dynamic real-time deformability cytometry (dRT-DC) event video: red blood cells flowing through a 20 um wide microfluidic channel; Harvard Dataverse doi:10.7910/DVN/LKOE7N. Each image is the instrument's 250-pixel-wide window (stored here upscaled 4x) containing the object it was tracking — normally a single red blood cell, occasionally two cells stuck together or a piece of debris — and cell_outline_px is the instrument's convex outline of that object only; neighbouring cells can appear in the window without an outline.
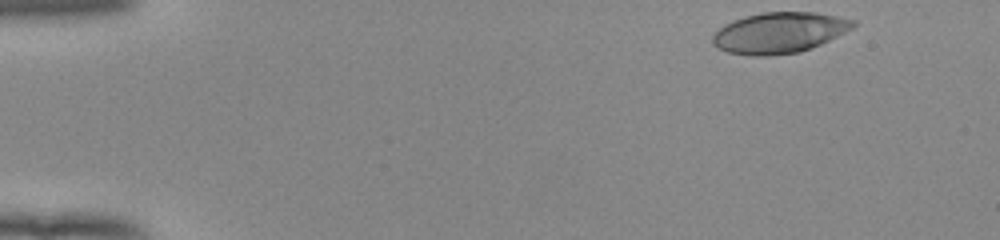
{"species": "human", "species_latin": "Homo sapiens", "temperature_condition": "room temperature", "stored_images_in_passage": 48, "camera_frame_rate_fps": 3000, "um_per_image_px": 0.085, "donor": {"sex": "female"}, "frame": {"image": 1, "passage_image": 1, "time_ms": 0.0, "image_size_px": [1000, 240], "cell_outline_px": [[856, 24], [852, 28], [820, 44], [800, 52], [768, 56], [752, 56], [728, 52], [712, 44], [712, 36], [724, 24], [732, 20], [744, 16], [764, 12], [816, 12], [856, 20]], "centroid_in_image_um": [66.22, 2.78], "position_along_channel_um": 18.8, "area_um2": 33.29}}
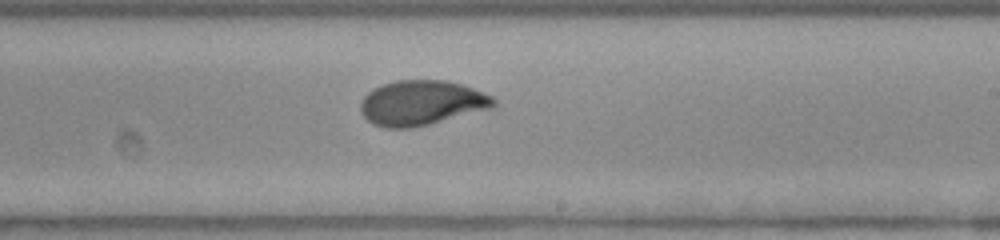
{"frame": {"image": 2, "passage_image": 28, "time_ms": 9.0, "image_size_px": [1000, 240], "cell_outline_px": [[496, 108], [412, 128], [384, 128], [372, 124], [360, 112], [360, 104], [364, 96], [368, 92], [384, 84], [396, 80], [448, 80], [464, 84], [492, 96], [496, 100]], "centroid_in_image_um": [35.88, 8.75], "position_along_channel_um": 253.1, "area_um2": 35.2}}
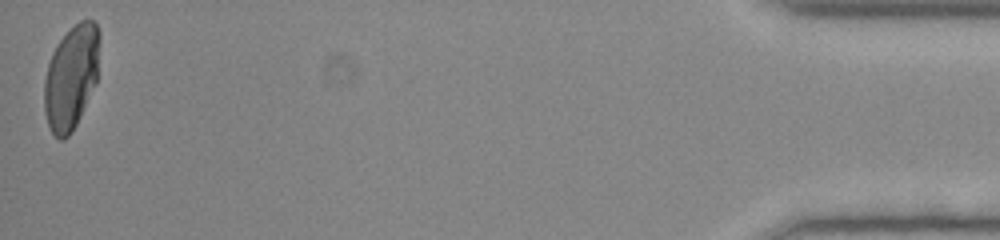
{"frame": {"image": 3, "passage_image": 48, "time_ms": 15.667, "image_size_px": [1000, 240], "cell_outline_px": [[100, 40], [96, 84], [72, 132], [64, 140], [60, 140], [52, 132], [48, 124], [44, 112], [44, 80], [48, 64], [52, 52], [56, 44], [80, 20], [92, 20], [96, 24], [100, 32]], "centroid_in_image_um": [6.05, 6.57], "position_along_channel_um": 429.1, "area_um2": 33.52}, "authors_computed_cell_mechanics": {"area_um2": 33.7552, "velocity_mm_per_s": 3.9228, "shape_relaxation_time_tau1_ms": 4.611, "shape_relaxation_time_tau2_ms": null, "deformation_change_tau1": 0.184, "deformation_change_tau2": null}}